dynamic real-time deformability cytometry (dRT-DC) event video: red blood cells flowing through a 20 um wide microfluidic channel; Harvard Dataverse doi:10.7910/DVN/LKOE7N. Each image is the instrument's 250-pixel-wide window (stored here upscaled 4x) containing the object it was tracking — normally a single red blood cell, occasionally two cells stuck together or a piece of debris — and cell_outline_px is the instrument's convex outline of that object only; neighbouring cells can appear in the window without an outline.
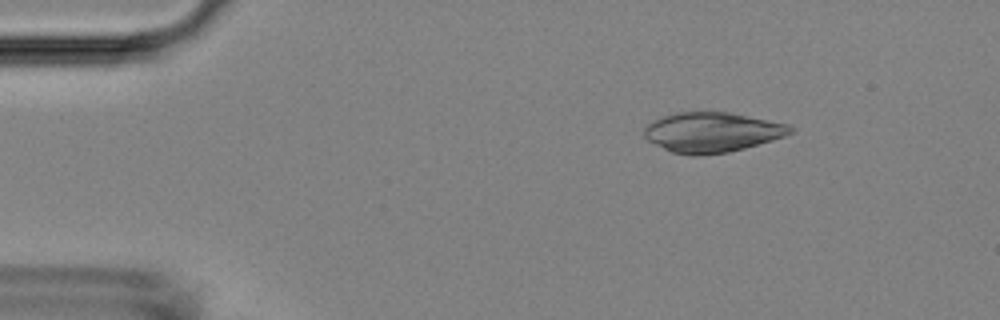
{"species": "Egyptian fruit bat (a non-hibernating species)", "species_latin": "Rousettus aegyptiacus", "temperature_condition": "room temperature", "stored_images_in_passage": 51, "camera_frame_rate_fps": 3000, "um_per_image_px": 0.085, "animal": {"sex": "female"}, "frame": {"image": 1, "passage_image": 7, "time_ms": 2.0, "image_size_px": [1000, 320], "cell_outline_px": [[796, 132], [772, 140], [744, 148], [728, 152], [700, 156], [692, 156], [672, 152], [648, 140], [644, 136], [644, 128], [652, 120], [676, 112], [728, 112], [788, 124], [796, 128]], "centroid_in_image_um": [60.54, 11.24], "position_along_channel_um": 24.5, "area_um2": 33.99}}
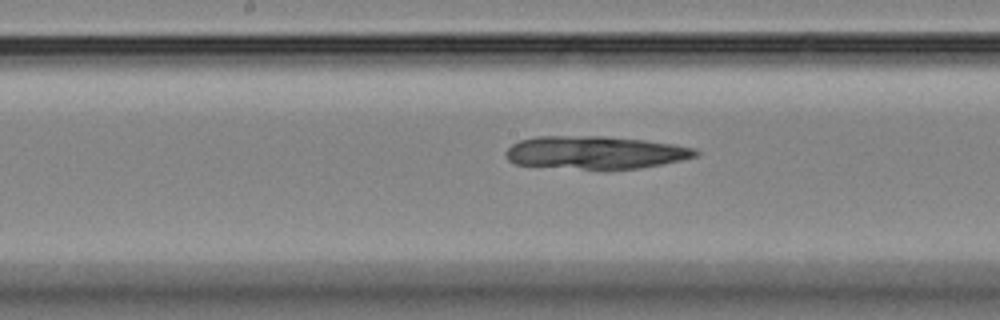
{"frame": {"image": 2, "passage_image": 26, "time_ms": 8.333, "image_size_px": [1000, 320], "cell_outline_px": [[700, 156], [640, 168], [584, 168], [512, 164], [508, 160], [504, 152], [512, 144], [520, 140], [536, 136], [604, 136], [644, 140], [672, 144], [696, 148], [700, 152]], "centroid_in_image_um": [50.6, 12.94], "position_along_channel_um": 197.6, "area_um2": 35.95}}
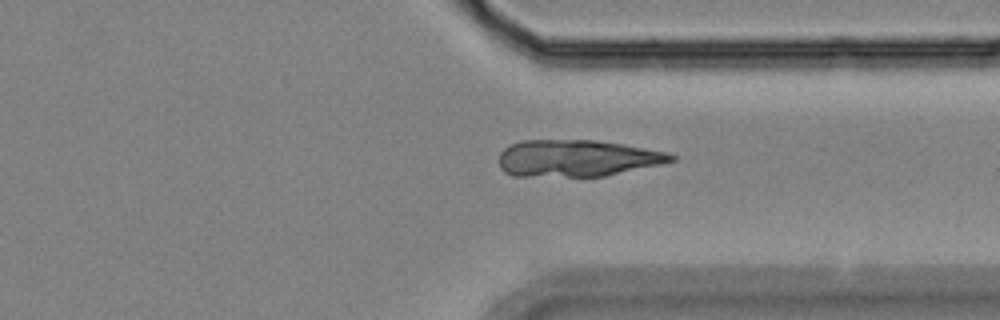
{"frame": {"image": 3, "passage_image": 39, "time_ms": 12.667, "image_size_px": [1000, 320], "cell_outline_px": [[676, 160], [660, 164], [604, 176], [512, 176], [504, 172], [500, 168], [500, 152], [504, 148], [520, 140], [596, 140], [624, 144], [668, 152], [676, 156]], "centroid_in_image_um": [49.04, 13.44], "position_along_channel_um": 362.4, "area_um2": 36.93}}